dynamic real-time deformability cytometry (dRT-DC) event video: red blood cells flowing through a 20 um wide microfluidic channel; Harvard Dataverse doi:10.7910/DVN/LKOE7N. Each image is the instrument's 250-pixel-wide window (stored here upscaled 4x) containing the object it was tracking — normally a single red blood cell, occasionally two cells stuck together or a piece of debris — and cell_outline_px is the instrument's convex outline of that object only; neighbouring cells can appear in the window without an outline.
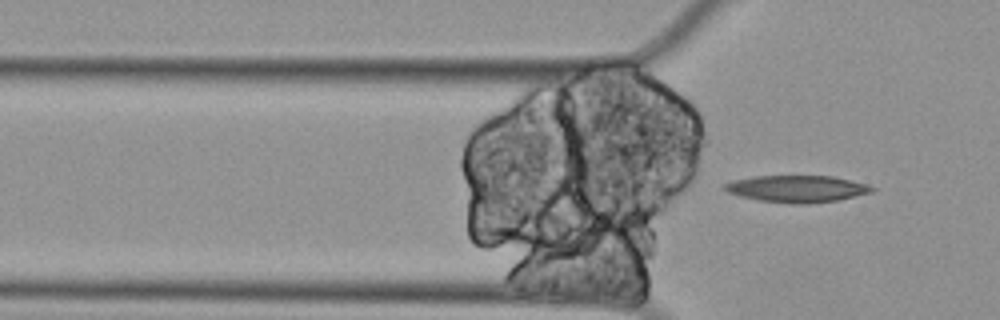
{"species": "Egyptian fruit bat (a non-hibernating species)", "species_latin": "Rousettus aegyptiacus", "temperature_condition": "cold", "stored_images_in_passage": 3, "camera_frame_rate_fps": 3000, "um_per_image_px": 0.085, "animal": {"sex": "female"}, "frame": {"image": 1, "passage_image": 3, "time_ms": 0.667, "image_size_px": [1000, 320], "cell_outline_px": [[876, 188], [872, 192], [836, 200], [800, 204], [792, 204], [760, 200], [740, 196], [728, 192], [724, 188], [724, 184], [732, 180], [756, 176], [832, 176], [868, 184]], "centroid_in_image_um": [67.74, 16.04], "position_along_channel_um": 58.1, "area_um2": 22.83}}